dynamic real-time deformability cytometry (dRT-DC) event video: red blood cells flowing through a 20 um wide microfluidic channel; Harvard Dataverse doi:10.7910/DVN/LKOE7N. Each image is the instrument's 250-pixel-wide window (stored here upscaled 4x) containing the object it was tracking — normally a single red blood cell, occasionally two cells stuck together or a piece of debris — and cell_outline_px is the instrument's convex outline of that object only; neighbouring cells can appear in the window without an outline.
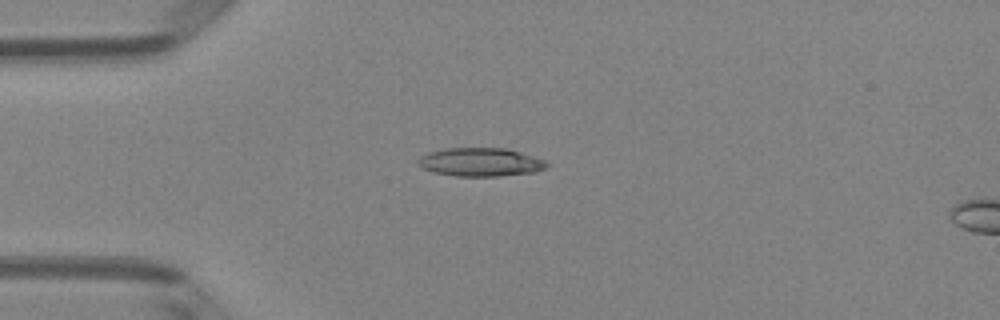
{"species": "Egyptian fruit bat (a non-hibernating species)", "species_latin": "Rousettus aegyptiacus", "temperature_condition": "room temperature", "stored_images_in_passage": 5, "camera_frame_rate_fps": 3000, "um_per_image_px": 0.085, "animal": {"sex": "female"}, "frame": {"image": 1, "passage_image": 2, "time_ms": 0.333, "image_size_px": [1000, 320], "cell_outline_px": [[548, 168], [536, 172], [500, 176], [456, 176], [436, 172], [424, 168], [416, 164], [416, 160], [420, 156], [432, 152], [448, 148], [508, 148], [544, 160], [548, 164]], "centroid_in_image_um": [40.87, 13.78], "position_along_channel_um": 44.1, "area_um2": 21.27}}
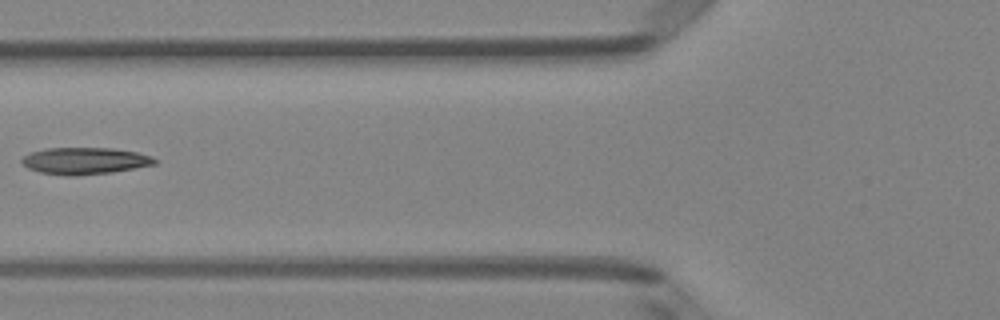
{"frame": {"image": 2, "passage_image": 4, "time_ms": 1.0, "image_size_px": [1000, 320], "cell_outline_px": [[160, 160], [156, 164], [112, 172], [76, 176], [68, 176], [40, 172], [28, 168], [20, 164], [20, 160], [24, 156], [32, 152], [48, 148], [112, 148], [136, 152], [152, 156]], "centroid_in_image_um": [7.22, 13.67], "position_along_channel_um": 118.6, "area_um2": 20.87}}
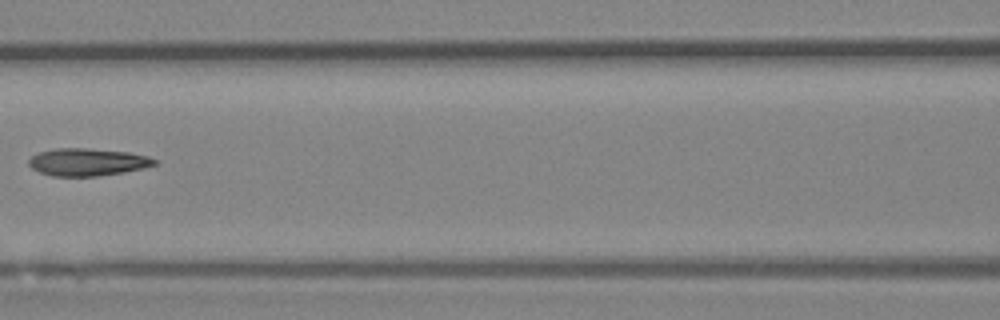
{"frame": {"image": 3, "passage_image": 5, "time_ms": 1.333, "image_size_px": [1000, 320], "cell_outline_px": [[156, 164], [144, 168], [124, 172], [96, 176], [52, 176], [40, 172], [32, 168], [28, 164], [28, 160], [32, 156], [40, 152], [56, 148], [88, 148], [128, 152], [148, 156], [156, 160]], "centroid_in_image_um": [7.43, 13.77], "position_along_channel_um": 159.2, "area_um2": 20.06}}